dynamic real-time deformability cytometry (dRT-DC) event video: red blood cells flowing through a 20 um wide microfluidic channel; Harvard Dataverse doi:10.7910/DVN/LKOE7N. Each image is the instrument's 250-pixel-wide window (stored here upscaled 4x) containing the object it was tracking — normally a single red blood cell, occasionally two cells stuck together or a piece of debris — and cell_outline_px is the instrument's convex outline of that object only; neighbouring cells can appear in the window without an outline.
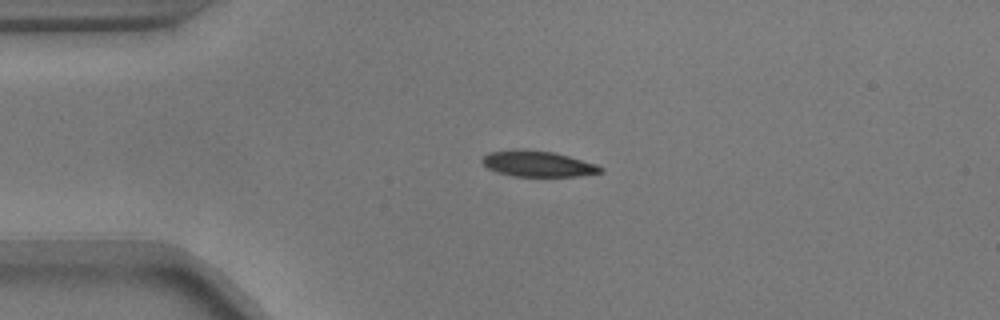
{"species": "common noctule bat (a hibernating species)", "species_latin": "Nyctalus noctula", "temperature_condition": "warm", "stored_images_in_passage": 43, "camera_frame_rate_fps": 3000, "um_per_image_px": 0.085, "animal": {"sex": "male", "body_mass_g": 17.9}, "frame": {"image": 1, "passage_image": 1, "time_ms": 0.0, "image_size_px": [1000, 320], "cell_outline_px": [[604, 172], [580, 176], [512, 176], [496, 172], [488, 168], [480, 160], [488, 152], [552, 152], [568, 156], [596, 164], [604, 168]], "centroid_in_image_um": [45.78, 13.98], "position_along_channel_um": 39.2, "area_um2": 16.99}}
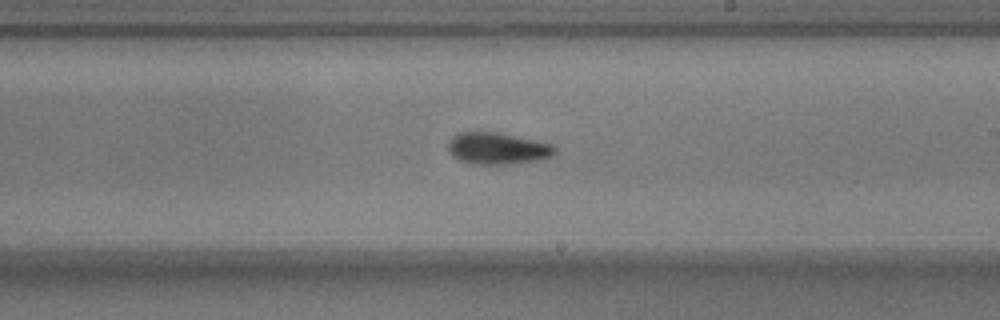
{"frame": {"image": 2, "passage_image": 20, "time_ms": 6.333, "image_size_px": [1000, 320], "cell_outline_px": [[556, 152], [552, 156], [544, 160], [508, 164], [472, 164], [460, 160], [452, 156], [448, 152], [448, 140], [452, 136], [460, 132], [500, 132], [552, 144], [556, 148]], "centroid_in_image_um": [42.29, 12.62], "position_along_channel_um": 246.7, "area_um2": 20.06}}
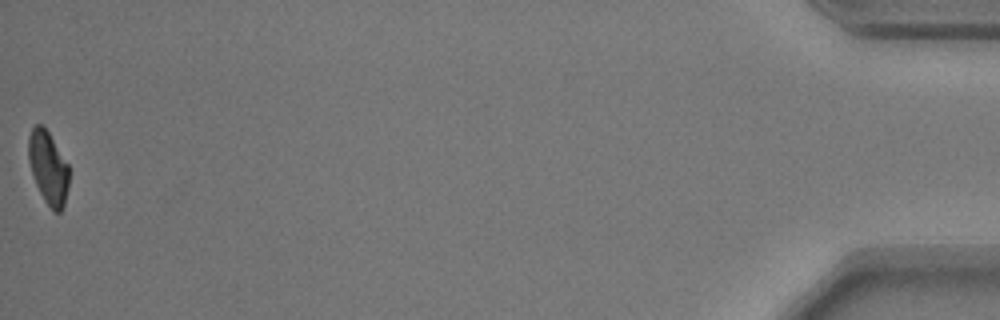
{"frame": {"image": 3, "passage_image": 43, "time_ms": 14.0, "image_size_px": [1000, 320], "cell_outline_px": [[68, 188], [64, 204], [60, 212], [52, 212], [44, 200], [36, 184], [28, 160], [28, 136], [32, 128], [36, 124], [40, 124], [48, 132], [68, 164]], "centroid_in_image_um": [4.09, 14.27], "position_along_channel_um": 431.1, "area_um2": 17.05}, "authors_computed_cell_mechanics": {"area_um2": 18.9006, "velocity_mm_per_s": 3.6925, "shape_relaxation_time_tau1_ms": 4.647, "shape_relaxation_time_tau2_ms": 5.0162, "deformation_change_tau1": 0.1738, "deformation_change_tau2": 0.0877}}